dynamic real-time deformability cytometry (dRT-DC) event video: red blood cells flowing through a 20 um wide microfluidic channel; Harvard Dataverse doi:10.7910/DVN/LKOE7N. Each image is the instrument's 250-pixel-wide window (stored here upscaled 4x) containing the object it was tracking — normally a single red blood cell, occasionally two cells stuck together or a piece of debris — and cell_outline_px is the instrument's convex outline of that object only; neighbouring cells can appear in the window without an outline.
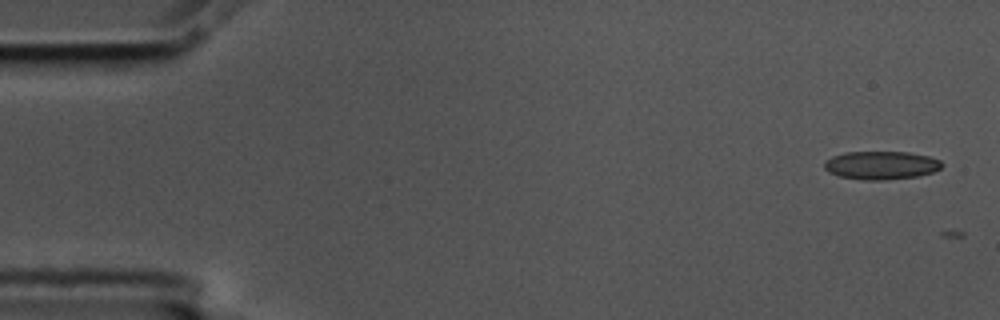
{"species": "common noctule bat (a hibernating species)", "species_latin": "Nyctalus noctula", "temperature_condition": "cold", "stored_images_in_passage": 3, "camera_frame_rate_fps": 3000, "um_per_image_px": 0.085, "animal": {"sex": "male", "body_mass_g": 17.5, "forearm_length_mm": 52.3}, "frame": {"image": 1, "passage_image": 2, "time_ms": 0.333, "image_size_px": [1000, 320], "cell_outline_px": [[940, 168], [932, 172], [916, 176], [888, 180], [864, 180], [840, 176], [828, 172], [824, 168], [824, 160], [832, 156], [844, 152], [908, 152], [928, 156], [940, 160]], "centroid_in_image_um": [74.84, 14.04], "position_along_channel_um": 10.2, "area_um2": 19.31}}